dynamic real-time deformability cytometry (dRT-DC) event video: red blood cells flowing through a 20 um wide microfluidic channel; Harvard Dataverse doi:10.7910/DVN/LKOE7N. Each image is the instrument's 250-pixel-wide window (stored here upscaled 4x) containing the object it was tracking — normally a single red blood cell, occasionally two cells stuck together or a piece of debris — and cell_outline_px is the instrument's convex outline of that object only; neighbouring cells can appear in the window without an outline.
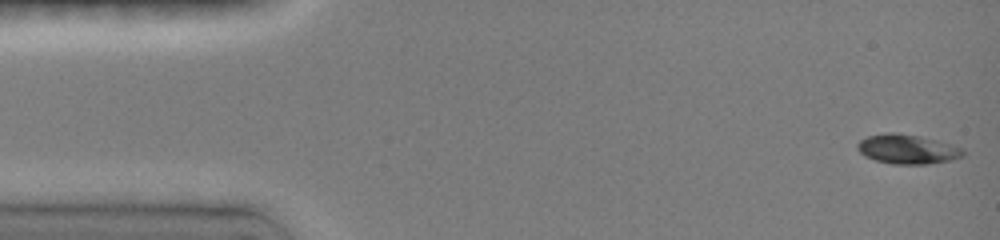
{"species": "common noctule bat (a hibernating species)", "species_latin": "Nyctalus noctula", "temperature_condition": "room temperature", "stored_images_in_passage": 47, "camera_frame_rate_fps": 3000, "um_per_image_px": 0.085, "animal": {"sex": "female", "body_mass_g": 19.0, "forearm_length_mm": 51.5}, "frame": {"image": 1, "passage_image": 1, "time_ms": 0.0, "image_size_px": [1000, 240], "cell_outline_px": [[964, 156], [952, 160], [928, 164], [892, 164], [876, 160], [864, 156], [856, 148], [856, 144], [860, 140], [868, 136], [888, 132], [896, 132], [920, 136], [940, 140], [964, 148]], "centroid_in_image_um": [77.16, 12.67], "position_along_channel_um": 7.8, "area_um2": 18.44}}
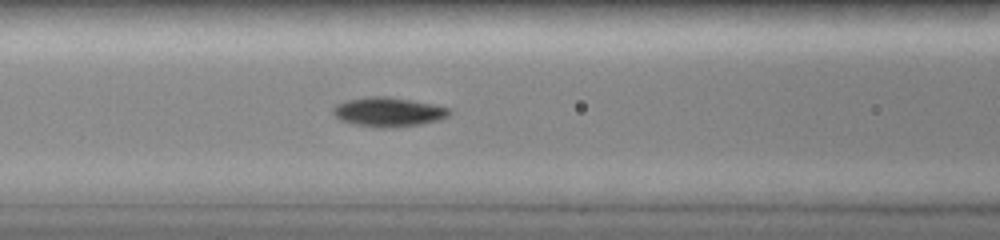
{"frame": {"image": 2, "passage_image": 19, "time_ms": 6.0, "image_size_px": [1000, 240], "cell_outline_px": [[452, 112], [448, 116], [440, 120], [420, 124], [396, 128], [372, 128], [352, 124], [340, 120], [332, 112], [332, 108], [336, 104], [344, 100], [376, 96], [384, 96], [432, 104], [452, 108]], "centroid_in_image_um": [33.0, 9.54], "position_along_channel_um": 133.6, "area_um2": 20.11}}
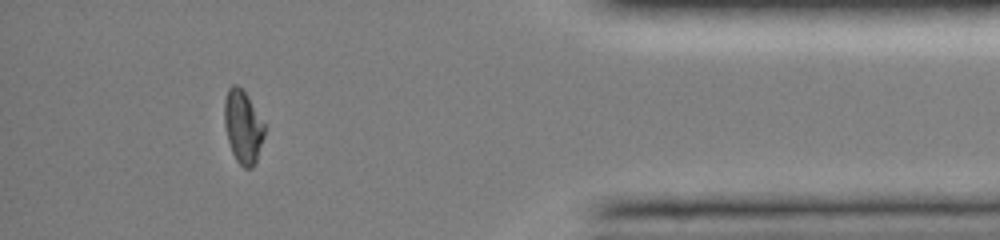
{"frame": {"image": 3, "passage_image": 42, "time_ms": 13.667, "image_size_px": [1000, 240], "cell_outline_px": [[264, 136], [256, 160], [252, 168], [244, 168], [236, 160], [232, 152], [228, 140], [224, 124], [224, 100], [228, 88], [232, 84], [236, 84], [244, 92], [264, 124]], "centroid_in_image_um": [20.62, 10.78], "position_along_channel_um": 414.6, "area_um2": 16.7}, "authors_computed_cell_mechanics": {"area_um2": 18.0914, "velocity_mm_per_s": 4.0526, "shape_relaxation_time_tau1_ms": 3.6777, "shape_relaxation_time_tau2_ms": 3.2677, "deformation_change_tau1": 0.1807, "deformation_change_tau2": 0.0513}}